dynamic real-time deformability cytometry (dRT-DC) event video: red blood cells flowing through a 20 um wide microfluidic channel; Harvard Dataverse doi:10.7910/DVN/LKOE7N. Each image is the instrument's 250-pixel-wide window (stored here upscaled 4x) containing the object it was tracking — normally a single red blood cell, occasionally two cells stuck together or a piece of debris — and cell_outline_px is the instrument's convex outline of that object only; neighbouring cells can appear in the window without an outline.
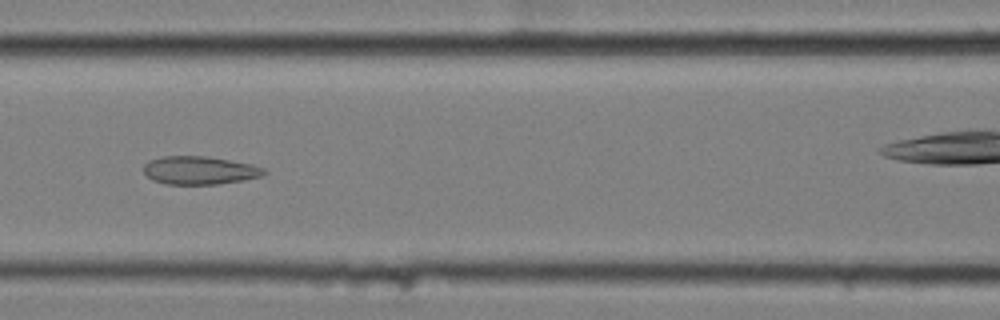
{"species": "common noctule bat (a hibernating species)", "species_latin": "Nyctalus noctula", "temperature_condition": "cold", "stored_images_in_passage": 12, "camera_frame_rate_fps": 3000, "um_per_image_px": 0.085, "animal": {"sex": "female", "body_mass_g": 25.1}, "frame": {"image": 1, "passage_image": 7, "time_ms": 2.0, "image_size_px": [1000, 320], "cell_outline_px": [[268, 172], [260, 176], [244, 180], [216, 184], [168, 184], [152, 180], [144, 172], [144, 164], [148, 160], [160, 156], [208, 156], [252, 164], [264, 168]], "centroid_in_image_um": [16.96, 14.47], "position_along_channel_um": 149.6, "area_um2": 19.83}}
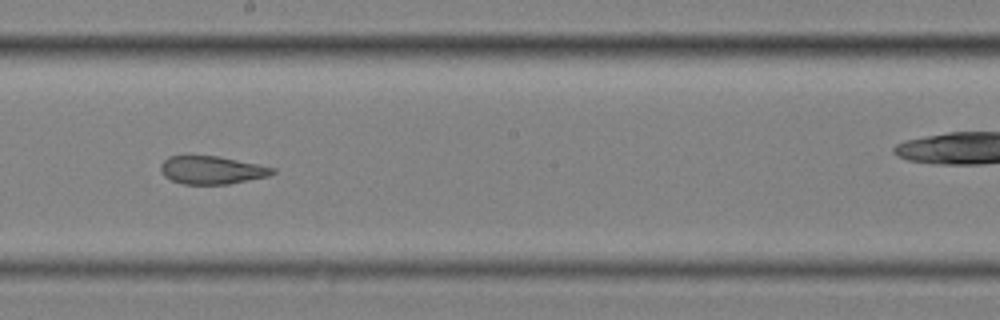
{"frame": {"image": 2, "passage_image": 9, "time_ms": 2.667, "image_size_px": [1000, 320], "cell_outline_px": [[276, 172], [268, 176], [228, 184], [184, 184], [172, 180], [164, 176], [160, 168], [160, 164], [168, 156], [216, 156], [276, 168]], "centroid_in_image_um": [17.99, 14.46], "position_along_channel_um": 230.2, "area_um2": 18.03}}
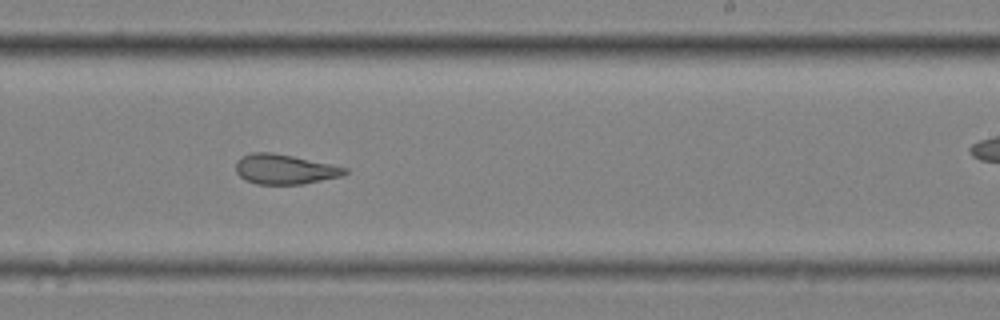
{"frame": {"image": 3, "passage_image": 10, "time_ms": 3.0, "image_size_px": [1000, 320], "cell_outline_px": [[348, 172], [340, 176], [304, 184], [256, 184], [244, 180], [236, 172], [236, 160], [240, 156], [252, 152], [272, 152], [292, 156], [348, 168]], "centroid_in_image_um": [24.14, 14.38], "position_along_channel_um": 264.9, "area_um2": 18.96}}